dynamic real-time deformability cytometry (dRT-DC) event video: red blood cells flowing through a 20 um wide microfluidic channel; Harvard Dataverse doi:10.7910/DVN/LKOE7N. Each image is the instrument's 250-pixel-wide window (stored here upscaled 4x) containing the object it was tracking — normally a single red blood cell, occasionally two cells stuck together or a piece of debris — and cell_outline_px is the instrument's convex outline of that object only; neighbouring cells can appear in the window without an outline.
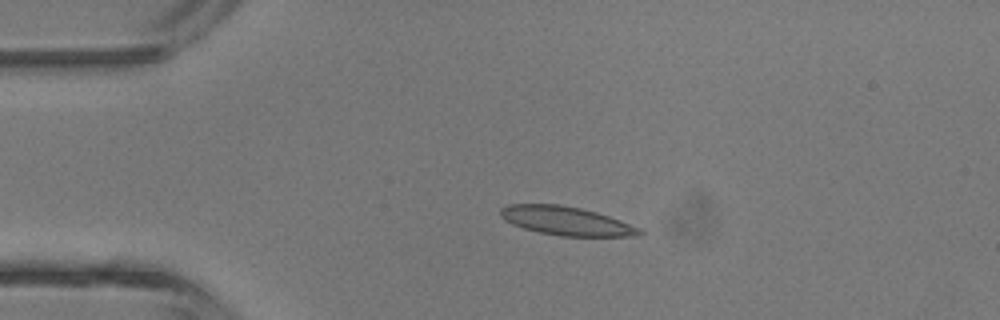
{"species": "common noctule bat (a hibernating species)", "species_latin": "Nyctalus noctula", "temperature_condition": "room temperature", "stored_images_in_passage": 4, "camera_frame_rate_fps": 3000, "um_per_image_px": 0.085, "animal": {"sex": "male", "body_mass_g": 13.3}, "frame": {"image": 1, "passage_image": 2, "time_ms": 1.0, "image_size_px": [1000, 320], "cell_outline_px": [[644, 232], [640, 236], [560, 236], [540, 232], [524, 228], [512, 224], [500, 216], [500, 208], [508, 204], [560, 204], [580, 208], [596, 212], [608, 216], [640, 228]], "centroid_in_image_um": [48.12, 18.77], "position_along_channel_um": 36.9, "area_um2": 23.12}}
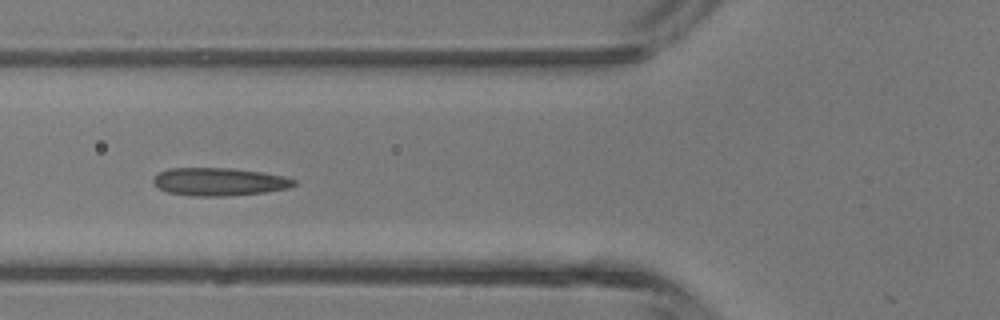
{"frame": {"image": 2, "passage_image": 4, "time_ms": 3.333, "image_size_px": [1000, 320], "cell_outline_px": [[296, 184], [288, 188], [264, 192], [228, 196], [192, 196], [168, 192], [152, 184], [152, 180], [160, 172], [168, 168], [228, 168], [260, 172], [284, 176], [296, 180]], "centroid_in_image_um": [18.61, 15.45], "position_along_channel_um": 107.2, "area_um2": 22.77}}